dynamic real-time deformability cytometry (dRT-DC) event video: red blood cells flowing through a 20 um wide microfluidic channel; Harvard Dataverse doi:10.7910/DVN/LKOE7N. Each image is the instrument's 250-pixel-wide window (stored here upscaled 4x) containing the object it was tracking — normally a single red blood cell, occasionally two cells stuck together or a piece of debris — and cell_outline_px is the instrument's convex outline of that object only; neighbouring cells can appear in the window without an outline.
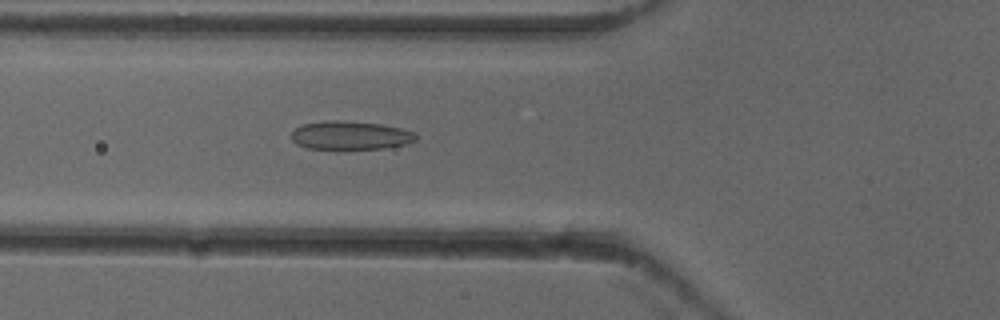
{"species": "common noctule bat (a hibernating species)", "species_latin": "Nyctalus noctula", "temperature_condition": "cold", "stored_images_in_passage": 50, "camera_frame_rate_fps": 3000, "um_per_image_px": 0.085, "animal": {"sex": "female"}, "frame": {"image": 1, "passage_image": 17, "time_ms": 5.333, "image_size_px": [1000, 320], "cell_outline_px": [[416, 140], [404, 144], [384, 148], [336, 152], [308, 148], [296, 144], [292, 140], [292, 132], [296, 128], [304, 124], [324, 120], [340, 120], [380, 124], [400, 128], [416, 132]], "centroid_in_image_um": [29.74, 11.55], "position_along_channel_um": 96.1, "area_um2": 21.5}}
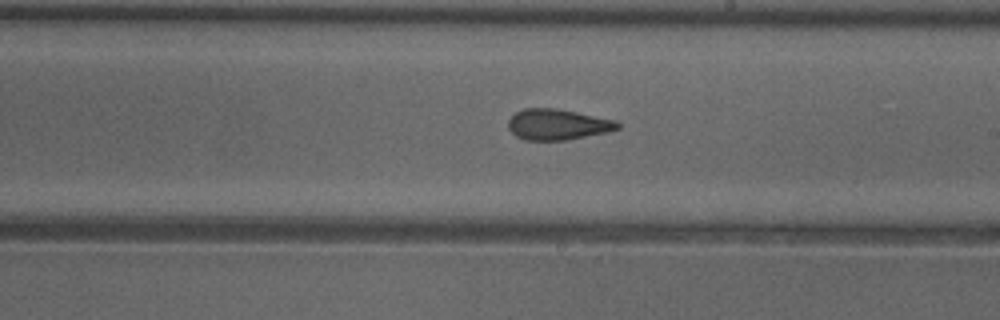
{"frame": {"image": 2, "passage_image": 28, "time_ms": 9.0, "image_size_px": [1000, 320], "cell_outline_px": [[620, 128], [608, 132], [564, 140], [524, 140], [516, 136], [508, 128], [508, 120], [516, 112], [524, 108], [556, 108], [616, 120], [620, 124]], "centroid_in_image_um": [47.39, 10.58], "position_along_channel_um": 241.6, "area_um2": 19.59}}
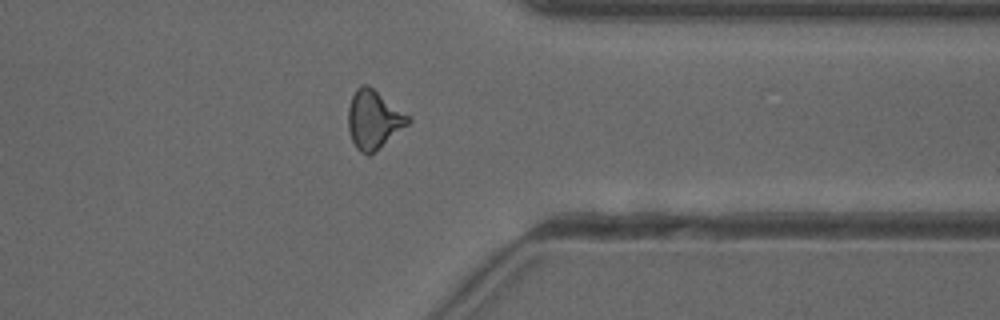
{"frame": {"image": 3, "passage_image": 39, "time_ms": 12.667, "image_size_px": [1000, 320], "cell_outline_px": [[412, 120], [408, 124], [368, 156], [360, 152], [356, 148], [352, 140], [348, 128], [348, 108], [352, 96], [356, 88], [360, 84], [368, 84], [412, 116]], "centroid_in_image_um": [31.77, 10.12], "position_along_channel_um": 379.6, "area_um2": 20.52}, "authors_computed_cell_mechanics": {"area_um2": 20.0566, "velocity_mm_per_s": 3.9509, "shape_relaxation_time_tau1_ms": null, "shape_relaxation_time_tau2_ms": 2.0249, "deformation_change_tau1": null, "deformation_change_tau2": 0.0935}}